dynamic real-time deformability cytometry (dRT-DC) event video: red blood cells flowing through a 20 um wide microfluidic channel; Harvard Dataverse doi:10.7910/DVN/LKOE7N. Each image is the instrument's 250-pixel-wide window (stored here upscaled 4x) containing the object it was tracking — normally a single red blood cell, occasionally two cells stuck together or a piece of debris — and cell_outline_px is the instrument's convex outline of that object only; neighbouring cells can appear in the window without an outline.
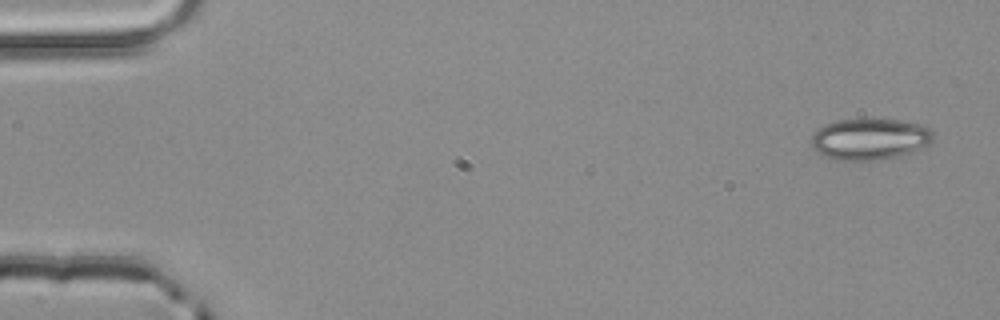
{"species": "common noctule bat (a hibernating species)", "species_latin": "Nyctalus noctula", "temperature_condition": "room temperature", "stored_images_in_passage": 4, "segment_of_instrument_passage": [1, 2], "camera_frame_rate_fps": 3000, "um_per_image_px": 0.085, "animal": {"sex": "male", "body_mass_g": 20.4}, "frame": {"image": 1, "passage_image": 1, "time_ms": 0.0, "image_size_px": [1000, 320], "cell_outline_px": [[932, 140], [928, 144], [920, 148], [896, 156], [876, 160], [836, 160], [824, 156], [812, 148], [812, 136], [824, 124], [840, 120], [900, 120], [916, 124], [928, 128], [932, 132]], "centroid_in_image_um": [73.89, 11.83], "position_along_channel_um": 11.1, "area_um2": 28.67}}